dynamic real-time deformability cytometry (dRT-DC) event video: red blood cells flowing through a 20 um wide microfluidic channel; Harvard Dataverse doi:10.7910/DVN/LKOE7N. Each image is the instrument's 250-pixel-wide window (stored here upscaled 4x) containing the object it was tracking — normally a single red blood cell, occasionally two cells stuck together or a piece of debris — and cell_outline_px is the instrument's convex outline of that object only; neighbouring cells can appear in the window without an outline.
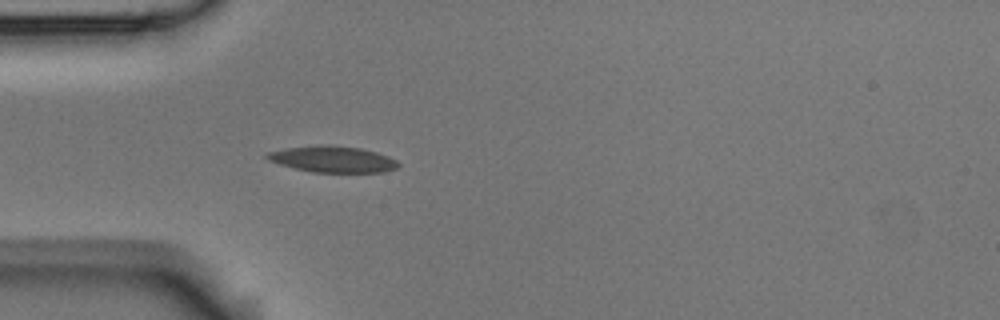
{"species": "Egyptian fruit bat (a non-hibernating species)", "species_latin": "Rousettus aegyptiacus", "temperature_condition": "room temperature", "stored_images_in_passage": 1, "camera_frame_rate_fps": 3000, "um_per_image_px": 0.085, "animal": {"sex": "male"}, "frame": {"image": 1, "passage_image": 1, "time_ms": 0.0, "image_size_px": [1000, 320], "cell_outline_px": [[400, 164], [396, 168], [384, 172], [312, 172], [280, 164], [268, 160], [264, 156], [268, 152], [284, 148], [320, 144], [332, 144], [360, 148], [376, 152], [388, 156], [396, 160]], "centroid_in_image_um": [28.27, 13.52], "position_along_channel_um": 56.7, "area_um2": 20.17}}